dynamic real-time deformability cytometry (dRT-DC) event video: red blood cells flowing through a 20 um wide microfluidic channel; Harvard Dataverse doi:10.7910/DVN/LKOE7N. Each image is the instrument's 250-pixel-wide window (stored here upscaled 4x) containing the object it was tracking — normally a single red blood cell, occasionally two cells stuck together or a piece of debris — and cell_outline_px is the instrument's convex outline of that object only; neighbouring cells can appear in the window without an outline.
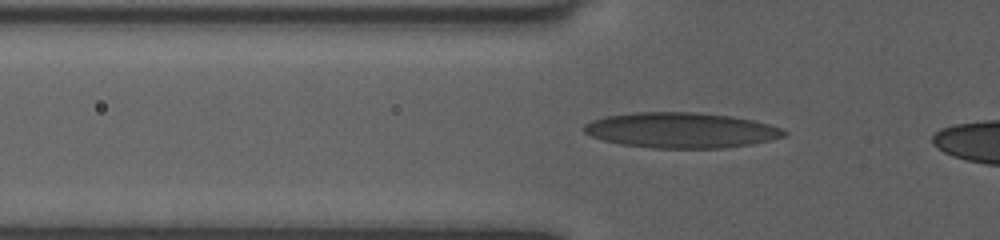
{"species": "human", "species_latin": "Homo sapiens", "temperature_condition": "room temperature", "stored_images_in_passage": 33, "camera_frame_rate_fps": 3000, "um_per_image_px": 0.085, "donor": {"sex": "female"}, "frame": {"image": 1, "passage_image": 5, "time_ms": 1.333, "image_size_px": [1000, 240], "cell_outline_px": [[788, 132], [784, 136], [752, 144], [724, 148], [656, 148], [620, 144], [604, 140], [592, 136], [584, 132], [580, 128], [584, 124], [592, 120], [604, 116], [632, 112], [696, 112], [732, 116], [756, 120], [780, 128]], "centroid_in_image_um": [57.86, 11.06], "position_along_channel_um": 67.9, "area_um2": 41.44}}
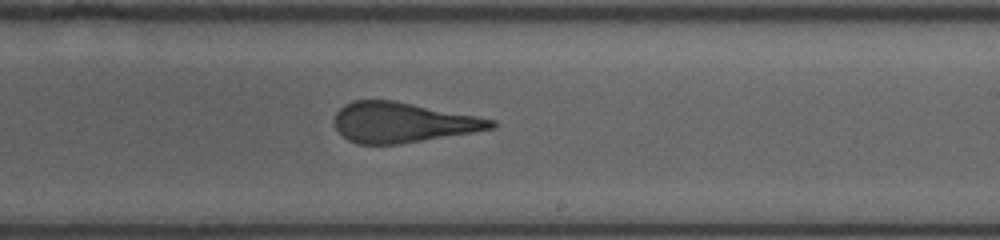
{"frame": {"image": 2, "passage_image": 19, "time_ms": 6.0, "image_size_px": [1000, 240], "cell_outline_px": [[500, 124], [496, 128], [472, 132], [396, 144], [356, 144], [348, 140], [336, 128], [332, 120], [336, 112], [344, 104], [352, 100], [396, 100], [496, 120]], "centroid_in_image_um": [34.21, 10.39], "position_along_channel_um": 254.8, "area_um2": 36.7}}
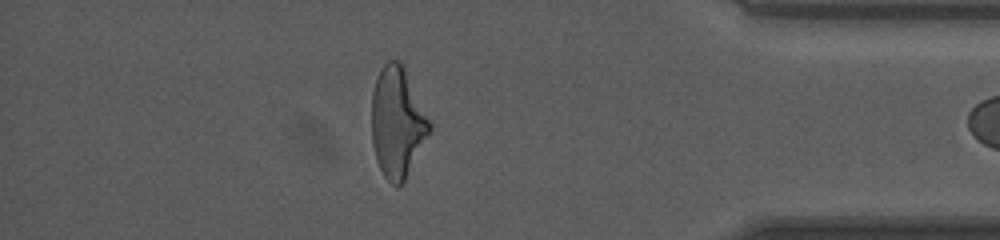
{"frame": {"image": 3, "passage_image": 32, "time_ms": 10.333, "image_size_px": [1000, 240], "cell_outline_px": [[432, 128], [404, 180], [396, 188], [384, 176], [376, 160], [372, 144], [372, 92], [380, 68], [388, 60], [400, 60], [404, 64], [432, 124]], "centroid_in_image_um": [33.77, 10.35], "position_along_channel_um": 401.4, "area_um2": 37.34}}